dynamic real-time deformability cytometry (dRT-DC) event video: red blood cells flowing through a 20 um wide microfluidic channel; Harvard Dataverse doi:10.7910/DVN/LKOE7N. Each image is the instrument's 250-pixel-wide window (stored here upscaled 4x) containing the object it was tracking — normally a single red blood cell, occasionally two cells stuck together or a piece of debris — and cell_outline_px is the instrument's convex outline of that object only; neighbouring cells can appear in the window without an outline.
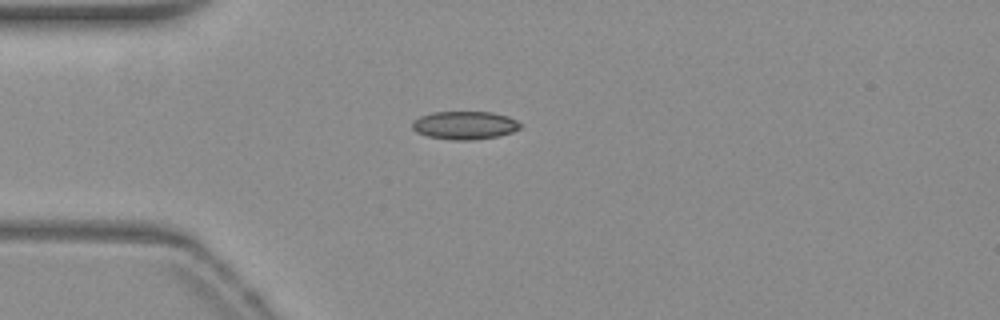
{"species": "common noctule bat (a hibernating species)", "species_latin": "Nyctalus noctula", "temperature_condition": "warm", "stored_images_in_passage": 40, "camera_frame_rate_fps": 3000, "um_per_image_px": 0.085, "animal": {"sex": "female", "body_mass_g": 19.3, "forearm_length_mm": 54.1}, "frame": {"image": 1, "passage_image": 1, "time_ms": 0.0, "image_size_px": [1000, 320], "cell_outline_px": [[520, 128], [512, 132], [496, 136], [472, 140], [452, 140], [428, 136], [416, 132], [412, 128], [412, 120], [420, 116], [432, 112], [492, 112], [508, 116], [516, 120], [520, 124]], "centroid_in_image_um": [39.47, 10.64], "position_along_channel_um": 45.5, "area_um2": 17.69}}
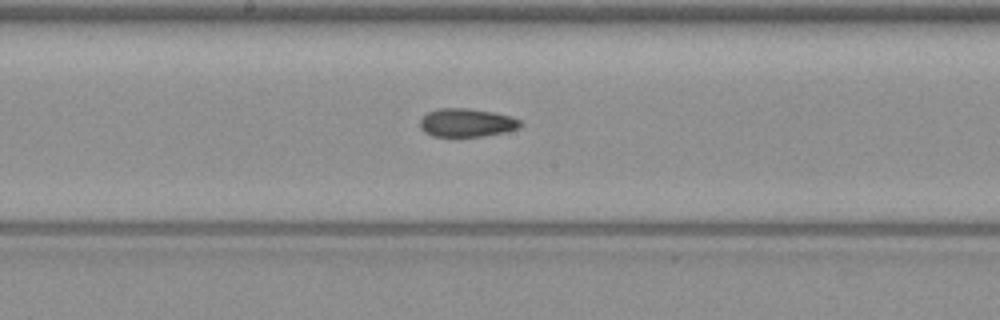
{"frame": {"image": 2, "passage_image": 15, "time_ms": 4.667, "image_size_px": [1000, 320], "cell_outline_px": [[520, 124], [516, 128], [504, 132], [456, 140], [452, 140], [432, 136], [424, 132], [420, 128], [420, 120], [428, 112], [440, 108], [464, 108], [492, 112], [508, 116], [520, 120]], "centroid_in_image_um": [39.56, 10.48], "position_along_channel_um": 208.6, "area_um2": 16.94}}
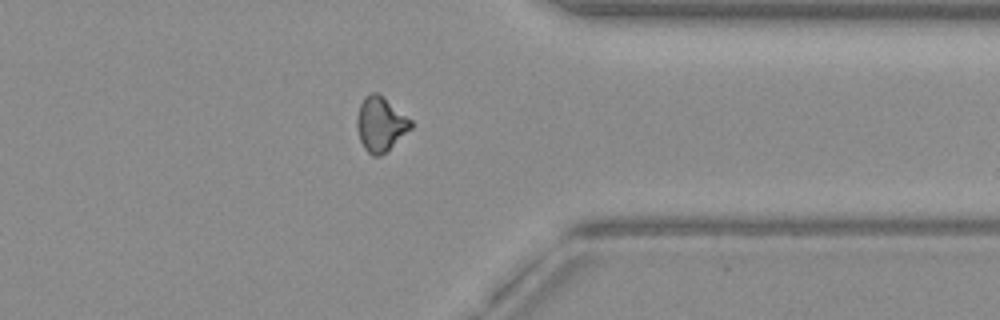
{"frame": {"image": 3, "passage_image": 29, "time_ms": 9.333, "image_size_px": [1000, 320], "cell_outline_px": [[412, 128], [380, 156], [372, 156], [364, 148], [360, 140], [356, 128], [356, 116], [360, 104], [364, 96], [372, 92], [376, 92], [412, 120]], "centroid_in_image_um": [32.31, 10.55], "position_along_channel_um": 379.1, "area_um2": 16.94}, "authors_computed_cell_mechanics": {"area_um2": 16.5886, "velocity_mm_per_s": 3.8409, "shape_relaxation_time_tau1_ms": 6.7591, "shape_relaxation_time_tau2_ms": 3.3817, "deformation_change_tau1": 0.1502, "deformation_change_tau2": 0.1018}}